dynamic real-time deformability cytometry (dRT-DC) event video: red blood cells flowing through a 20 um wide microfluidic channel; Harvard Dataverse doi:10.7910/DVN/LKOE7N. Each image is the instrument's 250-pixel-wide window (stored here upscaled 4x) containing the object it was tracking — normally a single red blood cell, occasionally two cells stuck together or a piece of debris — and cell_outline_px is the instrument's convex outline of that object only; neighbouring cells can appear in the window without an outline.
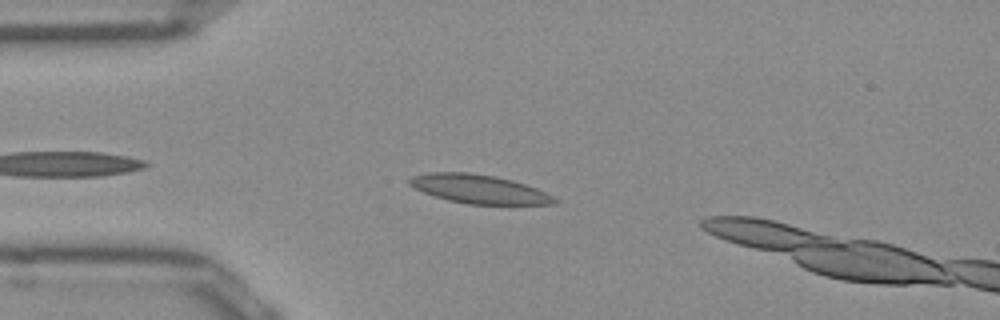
{"species": "Egyptian fruit bat (a non-hibernating species)", "species_latin": "Rousettus aegyptiacus", "temperature_condition": "room temperature", "stored_images_in_passage": 40, "camera_frame_rate_fps": 3000, "um_per_image_px": 0.085, "frame": {"image": 1, "passage_image": 5, "time_ms": 1.333, "image_size_px": [1000, 320], "cell_outline_px": [[560, 200], [556, 204], [468, 204], [448, 200], [424, 192], [408, 184], [408, 180], [412, 176], [432, 172], [468, 172], [496, 176], [512, 180], [536, 188]], "centroid_in_image_um": [40.73, 16.06], "position_along_channel_um": 44.3, "area_um2": 24.1}}
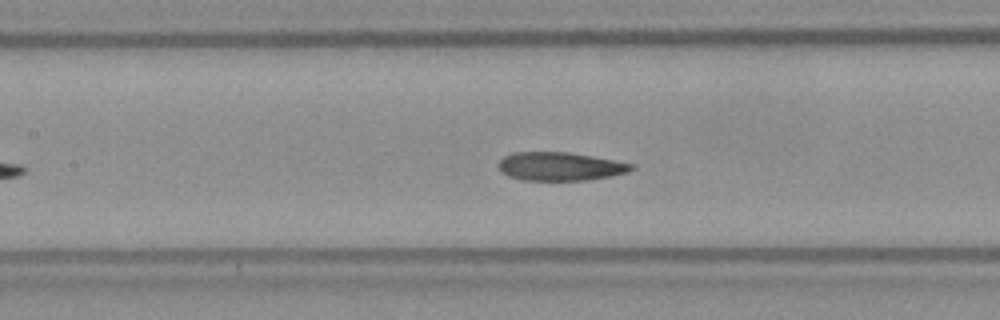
{"frame": {"image": 2, "passage_image": 15, "time_ms": 4.667, "image_size_px": [1000, 320], "cell_outline_px": [[636, 168], [628, 172], [588, 180], [524, 180], [508, 176], [496, 164], [504, 156], [512, 152], [568, 152], [592, 156], [636, 164]], "centroid_in_image_um": [47.62, 14.13], "position_along_channel_um": 159.8, "area_um2": 22.02}}
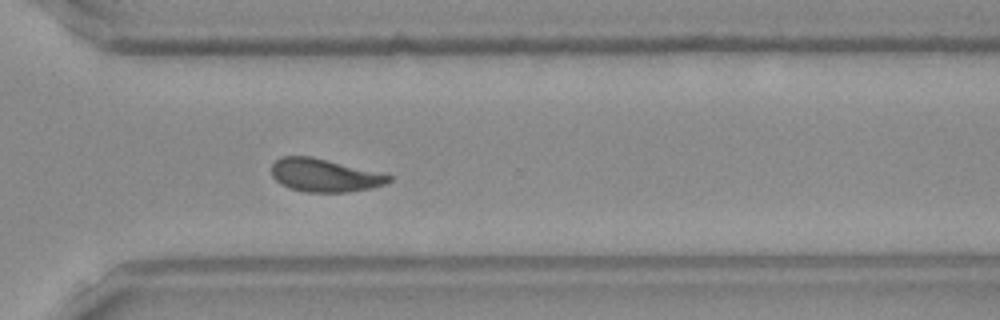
{"frame": {"image": 3, "passage_image": 29, "time_ms": 9.333, "image_size_px": [1000, 320], "cell_outline_px": [[392, 180], [384, 184], [372, 188], [348, 192], [304, 192], [288, 188], [280, 184], [272, 176], [272, 164], [280, 156], [308, 156], [392, 176]], "centroid_in_image_um": [27.52, 14.92], "position_along_channel_um": 343.1, "area_um2": 22.2}, "authors_computed_cell_mechanics": {"area_um2": 22.7443, "velocity_mm_per_s": 3.9301, "shape_relaxation_time_tau1_ms": 8.0315, "shape_relaxation_time_tau2_ms": 3.3463, "deformation_change_tau1": 0.1789, "deformation_change_tau2": 0.0961}}